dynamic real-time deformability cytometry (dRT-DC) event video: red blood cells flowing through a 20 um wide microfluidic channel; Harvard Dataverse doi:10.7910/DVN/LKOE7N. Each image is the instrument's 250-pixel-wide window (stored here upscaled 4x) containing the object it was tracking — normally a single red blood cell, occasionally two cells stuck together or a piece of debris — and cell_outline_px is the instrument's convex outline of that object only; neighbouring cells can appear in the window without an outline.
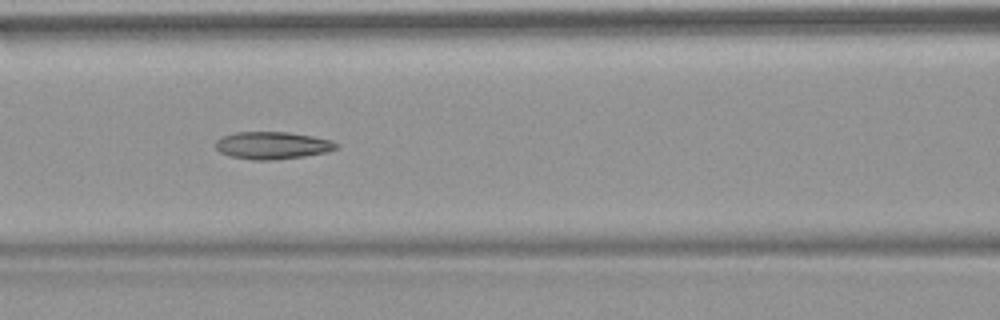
{"species": "common noctule bat (a hibernating species)", "species_latin": "Nyctalus noctula", "temperature_condition": "warm", "stored_images_in_passage": 34, "camera_frame_rate_fps": 3000, "um_per_image_px": 0.085, "animal": {"sex": "female", "body_mass_g": 18.4}, "frame": {"image": 1, "passage_image": 20, "time_ms": 6.333, "image_size_px": [1000, 320], "cell_outline_px": [[340, 148], [328, 152], [304, 156], [272, 160], [252, 160], [232, 156], [220, 152], [216, 148], [216, 140], [220, 136], [236, 132], [288, 132], [312, 136], [332, 140], [340, 144]], "centroid_in_image_um": [23.19, 12.35], "position_along_channel_um": 143.4, "area_um2": 19.42}}